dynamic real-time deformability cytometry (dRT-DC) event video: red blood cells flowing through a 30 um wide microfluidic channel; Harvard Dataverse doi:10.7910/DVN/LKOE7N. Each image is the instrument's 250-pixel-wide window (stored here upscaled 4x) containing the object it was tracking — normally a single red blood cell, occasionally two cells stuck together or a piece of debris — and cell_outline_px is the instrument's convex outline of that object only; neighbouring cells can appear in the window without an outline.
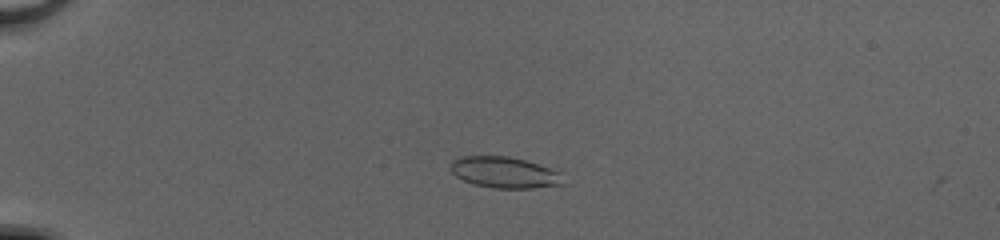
{"species": "common noctule bat (a hibernating species)", "species_latin": "Nyctalus noctula", "temperature_condition": "cold", "stored_images_in_passage": 4, "camera_frame_rate_fps": 3000, "um_per_image_px": 0.085, "animal": {"sex": "female", "body_mass_g": 20.0, "forearm_length_mm": 54.0}, "frame": {"image": 1, "passage_image": 2, "time_ms": 0.333, "image_size_px": [1000, 240], "cell_outline_px": [[564, 184], [532, 188], [492, 188], [472, 184], [456, 176], [452, 172], [448, 164], [452, 160], [460, 156], [508, 156], [524, 160], [560, 172]], "centroid_in_image_um": [42.82, 14.66], "position_along_channel_um": 42.2, "area_um2": 20.4}}